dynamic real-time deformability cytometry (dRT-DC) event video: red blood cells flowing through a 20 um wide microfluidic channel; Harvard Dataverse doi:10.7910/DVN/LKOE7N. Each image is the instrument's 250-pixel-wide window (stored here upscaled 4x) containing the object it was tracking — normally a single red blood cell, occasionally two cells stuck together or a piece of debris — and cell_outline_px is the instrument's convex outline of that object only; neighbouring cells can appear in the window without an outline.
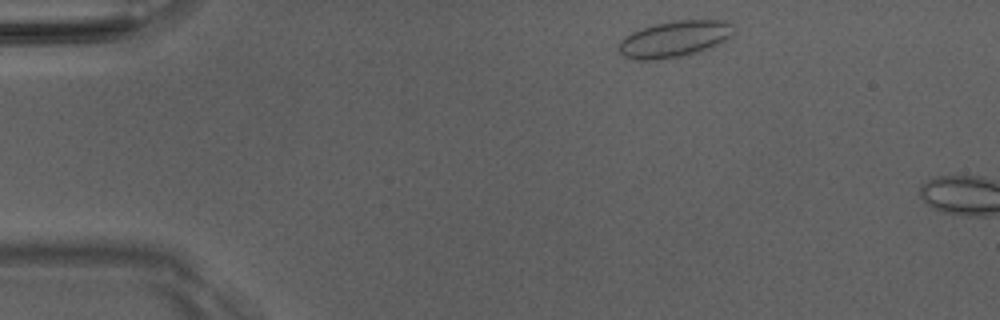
{"species": "Egyptian fruit bat (a non-hibernating species)", "species_latin": "Rousettus aegyptiacus", "temperature_condition": "room temperature", "stored_images_in_passage": 4, "camera_frame_rate_fps": 3000, "um_per_image_px": 0.085, "animal": {"sex": "male"}, "frame": {"image": 1, "passage_image": 2, "time_ms": 0.333, "image_size_px": [1000, 320], "cell_outline_px": [[736, 32], [732, 36], [712, 48], [700, 52], [660, 60], [636, 60], [624, 56], [620, 52], [620, 40], [624, 36], [640, 28], [656, 24], [676, 20], [728, 20], [736, 28]], "centroid_in_image_um": [57.39, 3.31], "position_along_channel_um": 27.6, "area_um2": 24.68}}